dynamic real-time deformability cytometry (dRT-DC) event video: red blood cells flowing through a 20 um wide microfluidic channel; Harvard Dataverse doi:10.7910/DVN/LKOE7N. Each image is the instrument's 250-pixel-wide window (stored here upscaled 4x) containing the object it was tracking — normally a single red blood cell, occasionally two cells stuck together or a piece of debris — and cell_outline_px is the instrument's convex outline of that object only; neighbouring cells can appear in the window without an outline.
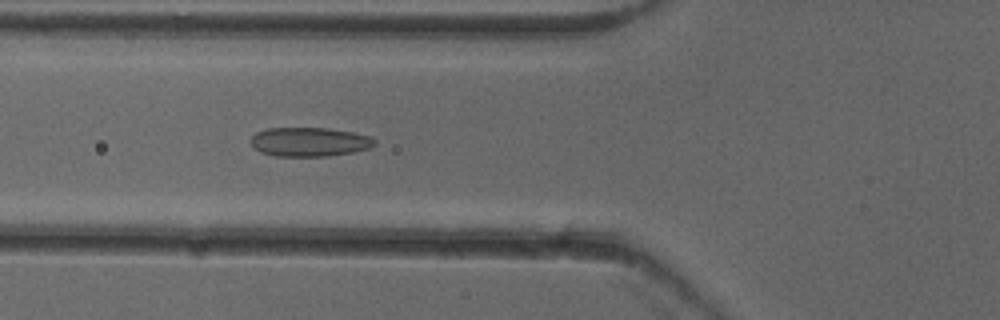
{"species": "common noctule bat (a hibernating species)", "species_latin": "Nyctalus noctula", "temperature_condition": "cold", "stored_images_in_passage": 40, "camera_frame_rate_fps": 3000, "um_per_image_px": 0.085, "animal": {"sex": "female"}, "frame": {"image": 1, "passage_image": 7, "time_ms": 2.0, "image_size_px": [1000, 320], "cell_outline_px": [[376, 144], [372, 148], [352, 152], [328, 156], [276, 156], [260, 152], [252, 144], [252, 136], [256, 132], [268, 128], [328, 128], [352, 132], [372, 136], [376, 140]], "centroid_in_image_um": [26.36, 12.06], "position_along_channel_um": 99.4, "area_um2": 21.04}}
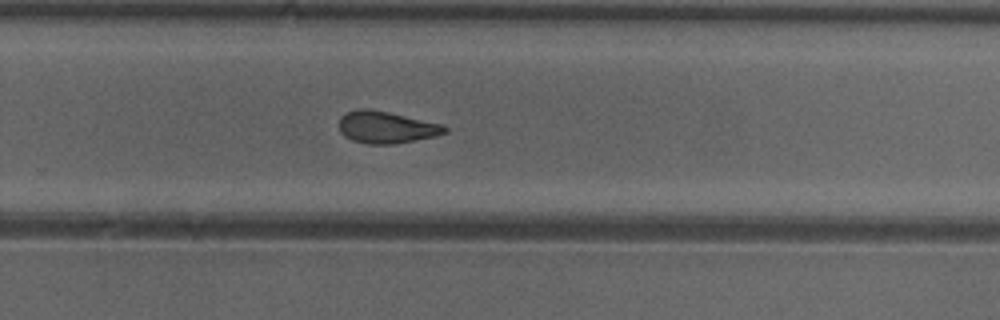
{"frame": {"image": 2, "passage_image": 22, "time_ms": 7.0, "image_size_px": [1000, 320], "cell_outline_px": [[448, 132], [436, 136], [392, 144], [368, 144], [352, 140], [344, 136], [340, 132], [340, 116], [356, 108], [368, 108], [388, 112], [444, 124], [448, 128]], "centroid_in_image_um": [32.85, 10.81], "position_along_channel_um": 297.0, "area_um2": 19.77}}
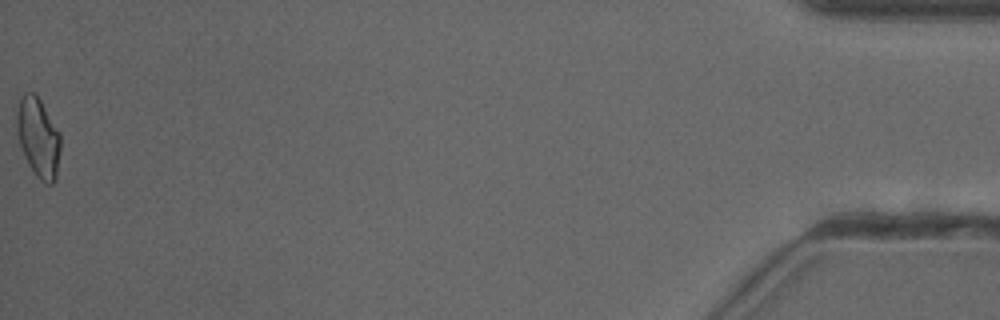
{"frame": {"image": 3, "passage_image": 40, "time_ms": 13.0, "image_size_px": [1000, 320], "cell_outline_px": [[60, 148], [56, 180], [52, 184], [44, 184], [36, 176], [28, 164], [20, 144], [16, 132], [16, 108], [20, 96], [24, 92], [32, 92], [40, 100], [60, 132]], "centroid_in_image_um": [3.24, 11.69], "position_along_channel_um": 432.0, "area_um2": 20.46}, "authors_computed_cell_mechanics": {"area_um2": 19.7676, "velocity_mm_per_s": 3.9376, "shape_relaxation_time_tau1_ms": null, "shape_relaxation_time_tau2_ms": 2.2695, "deformation_change_tau1": null, "deformation_change_tau2": 0.0759}}